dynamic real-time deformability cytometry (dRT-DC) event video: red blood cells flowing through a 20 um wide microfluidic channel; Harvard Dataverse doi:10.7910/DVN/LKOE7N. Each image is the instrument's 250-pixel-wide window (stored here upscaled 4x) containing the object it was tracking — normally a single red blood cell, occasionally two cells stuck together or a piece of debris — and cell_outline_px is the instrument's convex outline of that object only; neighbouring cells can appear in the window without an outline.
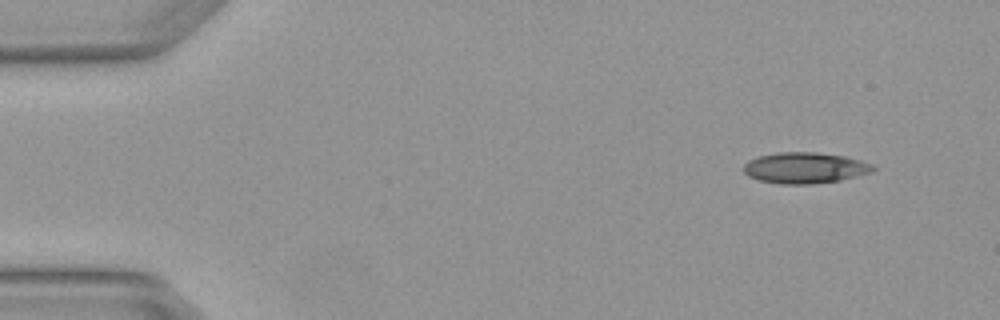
{"species": "Egyptian fruit bat (a non-hibernating species)", "species_latin": "Rousettus aegyptiacus", "temperature_condition": "warm", "stored_images_in_passage": 6, "camera_frame_rate_fps": 3000, "um_per_image_px": 0.085, "animal": {"sex": "female"}, "frame": {"image": 1, "passage_image": 1, "time_ms": 0.0, "image_size_px": [1000, 320], "cell_outline_px": [[876, 168], [872, 172], [840, 180], [812, 184], [780, 184], [760, 180], [748, 176], [744, 172], [744, 164], [748, 160], [756, 156], [780, 152], [816, 152], [844, 156], [860, 160], [872, 164]], "centroid_in_image_um": [68.4, 14.26], "position_along_channel_um": 16.6, "area_um2": 23.41}}
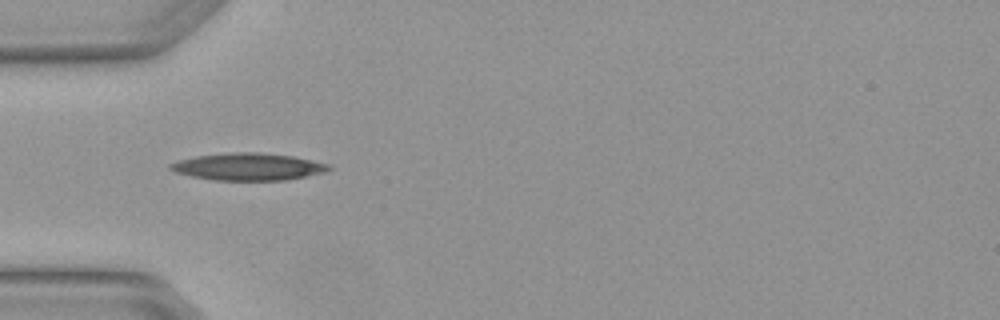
{"frame": {"image": 2, "passage_image": 4, "time_ms": 1.0, "image_size_px": [1000, 320], "cell_outline_px": [[332, 168], [324, 172], [284, 180], [216, 180], [192, 176], [176, 172], [168, 168], [168, 164], [176, 160], [196, 156], [228, 152], [260, 152], [292, 156], [312, 160], [328, 164]], "centroid_in_image_um": [21.05, 14.16], "position_along_channel_um": 64.0, "area_um2": 25.03}}
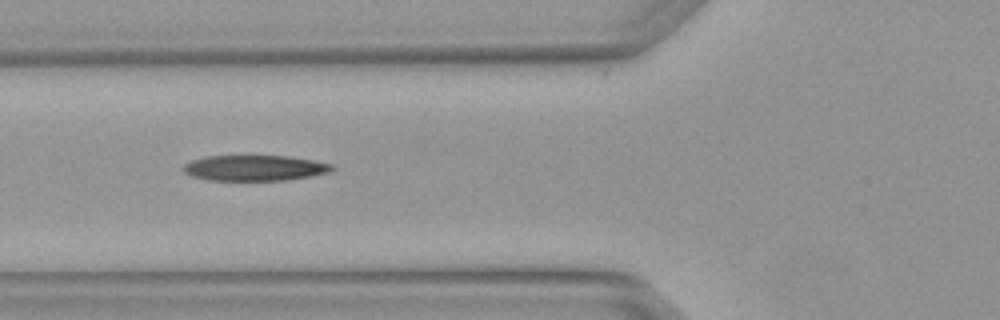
{"frame": {"image": 3, "passage_image": 5, "time_ms": 1.333, "image_size_px": [1000, 320], "cell_outline_px": [[336, 168], [332, 172], [288, 180], [208, 180], [192, 176], [184, 172], [184, 164], [192, 160], [208, 156], [288, 156], [312, 160], [332, 164]], "centroid_in_image_um": [21.69, 14.28], "position_along_channel_um": 104.1, "area_um2": 22.14}}